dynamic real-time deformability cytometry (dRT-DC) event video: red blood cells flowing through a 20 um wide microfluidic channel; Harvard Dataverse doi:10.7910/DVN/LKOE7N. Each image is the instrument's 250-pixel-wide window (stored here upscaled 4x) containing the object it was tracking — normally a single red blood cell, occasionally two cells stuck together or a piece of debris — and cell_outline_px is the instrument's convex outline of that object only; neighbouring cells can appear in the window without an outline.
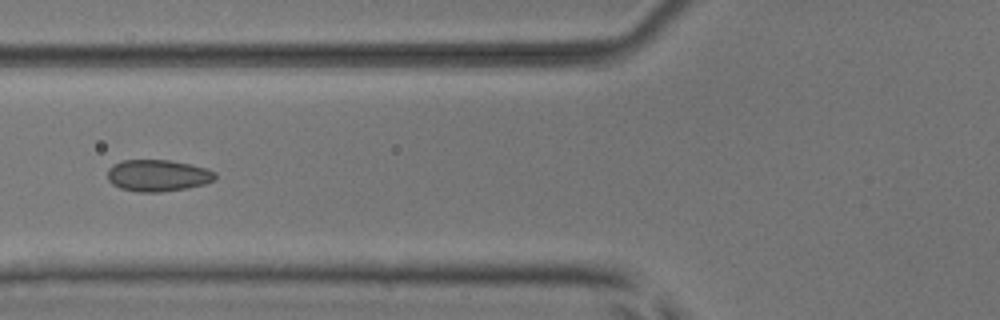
{"species": "common noctule bat (a hibernating species)", "species_latin": "Nyctalus noctula", "temperature_condition": "room temperature", "stored_images_in_passage": 7, "camera_frame_rate_fps": 3000, "um_per_image_px": 0.085, "animal": {"sex": "male", "body_mass_g": 17.9, "forearm_length_mm": 54.2}, "frame": {"image": 1, "passage_image": 6, "time_ms": 6.0, "image_size_px": [1000, 320], "cell_outline_px": [[216, 180], [204, 184], [188, 188], [160, 192], [140, 192], [120, 188], [112, 184], [108, 180], [108, 168], [112, 164], [120, 160], [172, 160], [192, 164], [216, 172]], "centroid_in_image_um": [13.41, 14.91], "position_along_channel_um": 112.4, "area_um2": 20.11}}
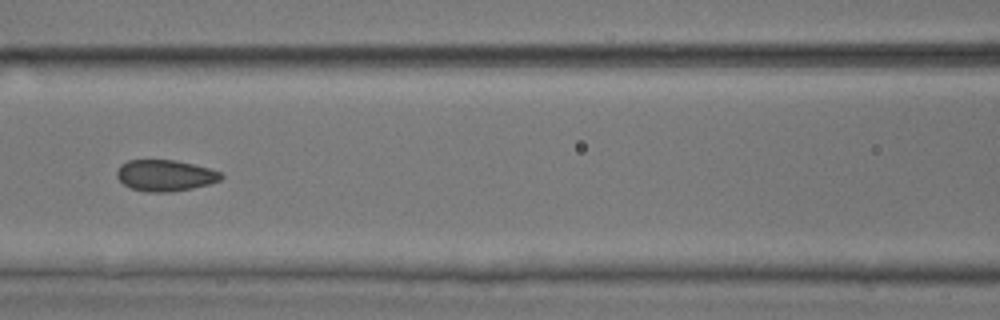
{"frame": {"image": 2, "passage_image": 7, "time_ms": 7.0, "image_size_px": [1000, 320], "cell_outline_px": [[224, 176], [220, 180], [208, 184], [192, 188], [172, 192], [144, 192], [132, 188], [124, 184], [116, 176], [116, 172], [120, 164], [128, 160], [176, 160], [208, 168], [220, 172]], "centroid_in_image_um": [14.01, 14.91], "position_along_channel_um": 152.6, "area_um2": 18.96}}